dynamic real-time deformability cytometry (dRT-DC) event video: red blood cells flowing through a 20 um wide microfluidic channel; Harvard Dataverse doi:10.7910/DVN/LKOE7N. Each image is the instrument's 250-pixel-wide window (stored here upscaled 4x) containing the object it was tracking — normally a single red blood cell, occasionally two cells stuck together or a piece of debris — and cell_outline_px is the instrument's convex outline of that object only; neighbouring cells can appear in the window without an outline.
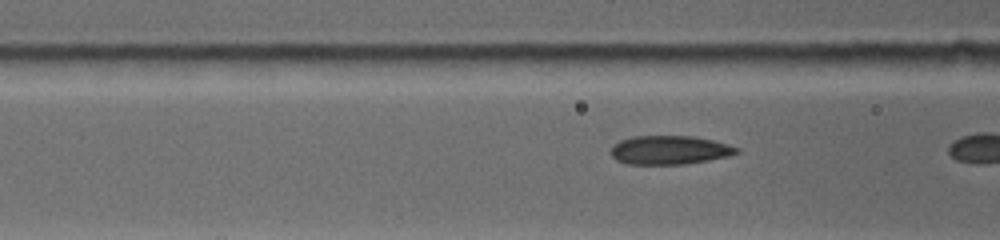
{"species": "common noctule bat (a hibernating species)", "species_latin": "Nyctalus noctula", "temperature_condition": "warm", "stored_images_in_passage": 11, "camera_frame_rate_fps": 4500, "um_per_image_px": 0.085, "animal": {"sex": "female", "body_mass_g": 19.0, "forearm_length_mm": 53.3}, "frame": {"image": 1, "passage_image": 4, "time_ms": 0.667, "image_size_px": [1000, 240], "cell_outline_px": [[740, 152], [728, 156], [708, 160], [684, 164], [628, 164], [616, 160], [608, 152], [612, 144], [620, 140], [632, 136], [692, 136], [712, 140], [728, 144], [740, 148]], "centroid_in_image_um": [56.87, 12.75], "position_along_channel_um": 109.7, "area_um2": 21.27}}
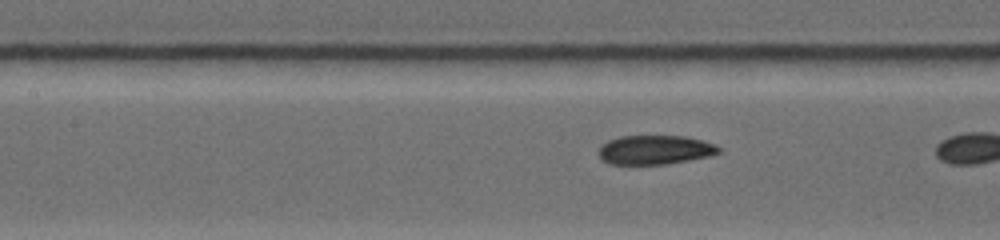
{"frame": {"image": 2, "passage_image": 8, "time_ms": 1.778, "image_size_px": [1000, 240], "cell_outline_px": [[720, 152], [708, 156], [668, 164], [608, 164], [600, 156], [600, 144], [608, 140], [620, 136], [684, 136], [716, 144], [720, 148]], "centroid_in_image_um": [55.66, 12.73], "position_along_channel_um": 151.7, "area_um2": 20.29}}